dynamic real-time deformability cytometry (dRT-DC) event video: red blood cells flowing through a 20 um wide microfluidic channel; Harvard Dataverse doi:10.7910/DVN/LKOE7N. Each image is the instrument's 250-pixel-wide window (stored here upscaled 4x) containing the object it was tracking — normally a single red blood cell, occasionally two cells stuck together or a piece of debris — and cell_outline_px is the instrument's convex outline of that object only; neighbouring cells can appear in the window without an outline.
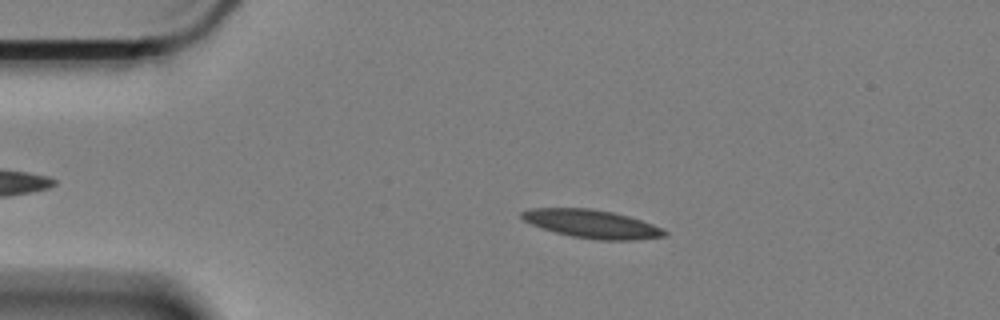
{"species": "Egyptian fruit bat (a non-hibernating species)", "species_latin": "Rousettus aegyptiacus", "temperature_condition": "cold", "stored_images_in_passage": 43, "camera_frame_rate_fps": 3000, "um_per_image_px": 0.085, "animal": {"sex": "female"}, "frame": {"image": 1, "passage_image": 4, "time_ms": 1.0, "image_size_px": [1000, 320], "cell_outline_px": [[668, 236], [636, 240], [596, 240], [572, 236], [556, 232], [532, 224], [524, 220], [520, 216], [520, 212], [528, 208], [592, 208], [612, 212], [628, 216], [652, 224], [668, 232]], "centroid_in_image_um": [50.32, 19.03], "position_along_channel_um": 34.7, "area_um2": 23.47}}
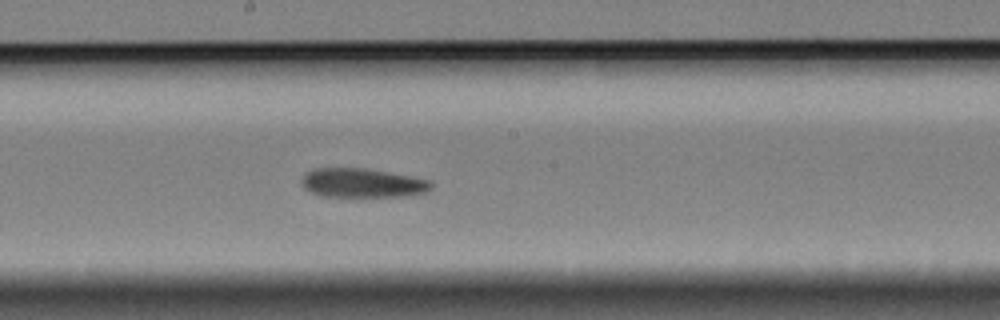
{"frame": {"image": 2, "passage_image": 24, "time_ms": 7.667, "image_size_px": [1000, 320], "cell_outline_px": [[432, 188], [428, 192], [412, 196], [320, 196], [304, 188], [300, 180], [308, 172], [316, 168], [364, 168], [432, 180]], "centroid_in_image_um": [30.85, 15.56], "position_along_channel_um": 217.4, "area_um2": 21.96}}
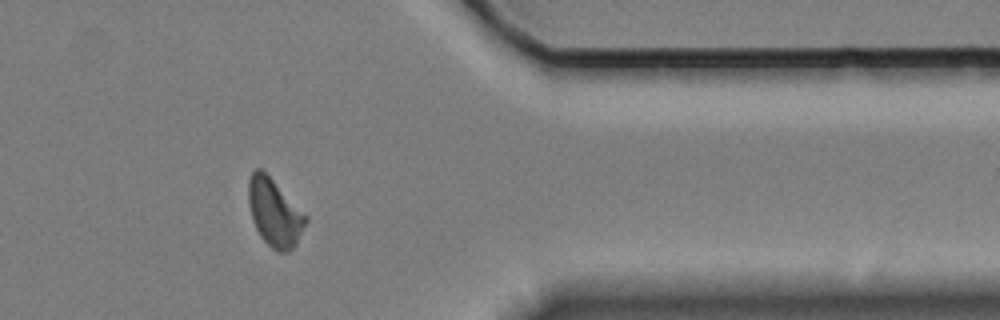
{"frame": {"image": 3, "passage_image": 41, "time_ms": 13.333, "image_size_px": [1000, 320], "cell_outline_px": [[308, 220], [296, 244], [288, 252], [276, 252], [260, 236], [252, 220], [248, 204], [248, 180], [252, 172], [256, 168], [260, 168], [308, 216]], "centroid_in_image_um": [23.32, 18.1], "position_along_channel_um": 388.1, "area_um2": 22.37}}